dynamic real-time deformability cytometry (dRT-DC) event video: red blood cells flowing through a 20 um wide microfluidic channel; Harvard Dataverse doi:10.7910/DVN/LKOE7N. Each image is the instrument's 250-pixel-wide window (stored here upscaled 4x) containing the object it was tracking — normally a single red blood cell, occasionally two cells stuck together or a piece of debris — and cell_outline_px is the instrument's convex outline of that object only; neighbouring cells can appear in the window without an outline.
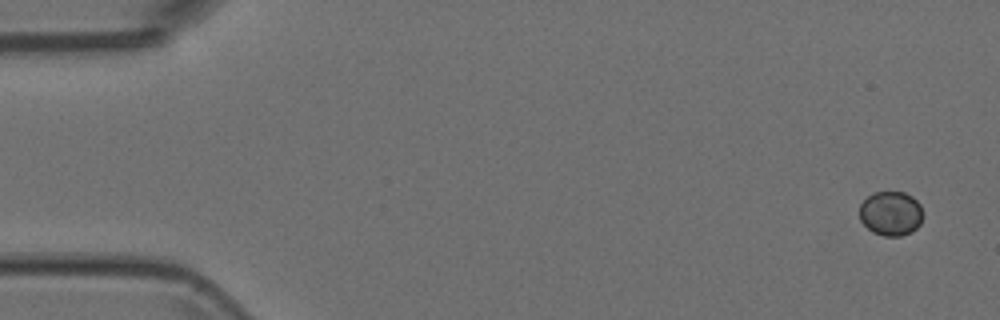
{"species": "Egyptian fruit bat (a non-hibernating species)", "species_latin": "Rousettus aegyptiacus", "temperature_condition": "room temperature", "stored_images_in_passage": 5, "camera_frame_rate_fps": 3000, "um_per_image_px": 0.085, "animal": {"sex": "female"}, "frame": {"image": 1, "passage_image": 1, "time_ms": 0.0, "image_size_px": [1000, 320], "cell_outline_px": [[924, 216], [920, 224], [912, 232], [900, 236], [884, 236], [872, 232], [860, 220], [860, 204], [872, 192], [904, 192], [912, 196], [920, 204]], "centroid_in_image_um": [75.74, 18.14], "position_along_channel_um": 9.3, "area_um2": 16.59}}
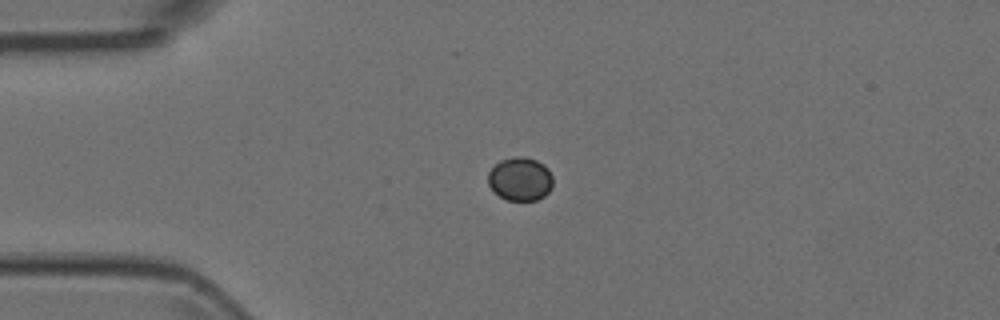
{"frame": {"image": 2, "passage_image": 4, "time_ms": 1.0, "image_size_px": [1000, 320], "cell_outline_px": [[552, 188], [544, 196], [536, 200], [508, 200], [500, 196], [488, 184], [488, 172], [500, 160], [512, 156], [524, 156], [536, 160], [544, 164], [548, 168], [552, 176]], "centroid_in_image_um": [44.23, 15.19], "position_along_channel_um": 40.8, "area_um2": 16.47}}